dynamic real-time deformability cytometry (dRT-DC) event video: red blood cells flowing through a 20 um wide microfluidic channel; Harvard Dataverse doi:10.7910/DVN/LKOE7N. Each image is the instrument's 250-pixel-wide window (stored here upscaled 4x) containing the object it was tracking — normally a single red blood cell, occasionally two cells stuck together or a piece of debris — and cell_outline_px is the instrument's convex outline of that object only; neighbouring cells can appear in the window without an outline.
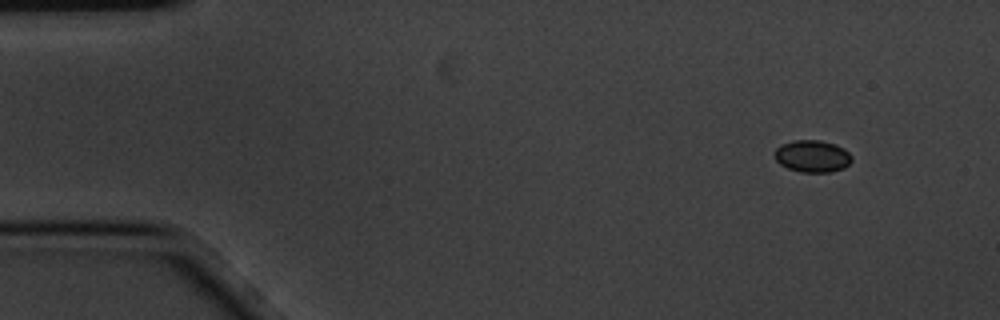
{"species": "common noctule bat (a hibernating species)", "species_latin": "Nyctalus noctula", "temperature_condition": "cold", "stored_images_in_passage": 4, "camera_frame_rate_fps": 3000, "um_per_image_px": 0.085, "animal": {"sex": "male", "body_mass_g": 20.1, "forearm_length_mm": 53.5}, "frame": {"image": 1, "passage_image": 1, "time_ms": 0.0, "image_size_px": [1000, 320], "cell_outline_px": [[852, 160], [844, 168], [832, 172], [800, 172], [788, 168], [780, 164], [772, 156], [776, 148], [792, 140], [820, 140], [836, 144], [844, 148], [852, 156]], "centroid_in_image_um": [69.05, 13.27], "position_along_channel_um": 16.0, "area_um2": 14.57}}
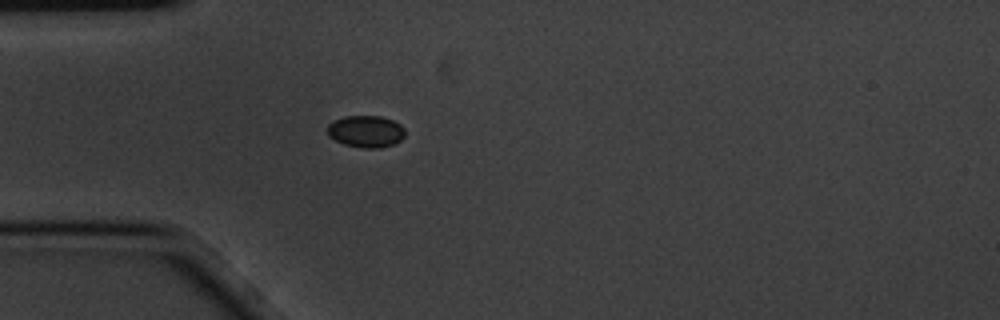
{"frame": {"image": 2, "passage_image": 4, "time_ms": 1.0, "image_size_px": [1000, 320], "cell_outline_px": [[404, 136], [400, 140], [392, 144], [376, 148], [364, 148], [344, 144], [328, 136], [328, 124], [344, 116], [380, 116], [392, 120], [400, 124], [404, 128]], "centroid_in_image_um": [31.1, 11.16], "position_along_channel_um": 53.9, "area_um2": 14.22}}